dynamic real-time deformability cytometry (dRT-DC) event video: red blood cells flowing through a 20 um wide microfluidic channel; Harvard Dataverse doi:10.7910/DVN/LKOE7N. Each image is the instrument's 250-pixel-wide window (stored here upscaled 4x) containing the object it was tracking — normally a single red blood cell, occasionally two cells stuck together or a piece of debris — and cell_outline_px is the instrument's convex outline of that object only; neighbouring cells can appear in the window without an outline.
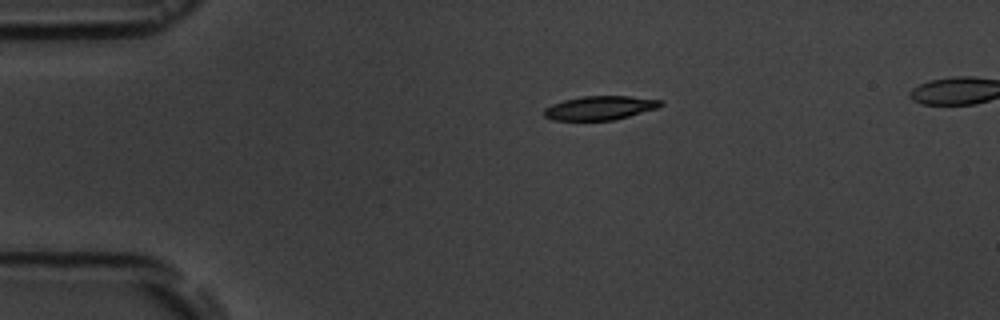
{"species": "common noctule bat (a hibernating species)", "species_latin": "Nyctalus noctula", "temperature_condition": "room temperature", "stored_images_in_passage": 4, "camera_frame_rate_fps": 3000, "um_per_image_px": 0.085, "animal": {"sex": "male", "body_mass_g": 19.5, "forearm_length_mm": 54.6}, "frame": {"image": 1, "passage_image": 1, "time_ms": 0.0, "image_size_px": [1000, 320], "cell_outline_px": [[664, 104], [656, 108], [616, 120], [552, 120], [544, 116], [544, 108], [552, 104], [564, 100], [584, 96], [628, 96], [664, 100]], "centroid_in_image_um": [51.0, 9.17], "position_along_channel_um": 34.0, "area_um2": 16.24}}
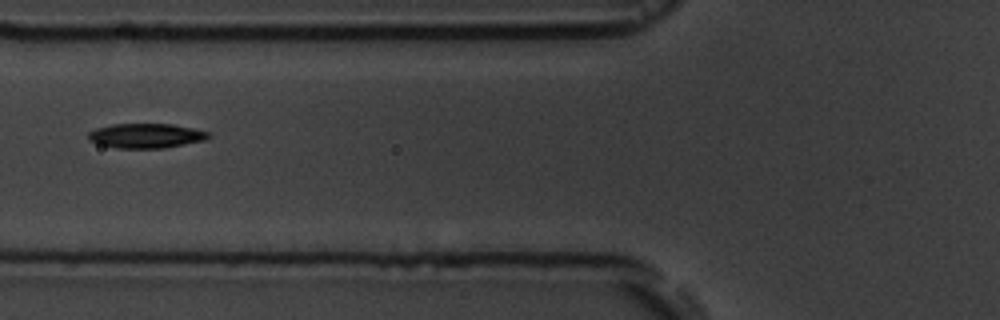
{"frame": {"image": 2, "passage_image": 4, "time_ms": 3.333, "image_size_px": [1000, 320], "cell_outline_px": [[212, 136], [204, 140], [164, 148], [116, 148], [100, 144], [88, 140], [88, 132], [96, 128], [112, 124], [172, 124], [192, 128], [208, 132]], "centroid_in_image_um": [12.39, 11.53], "position_along_channel_um": 113.4, "area_um2": 17.17}}